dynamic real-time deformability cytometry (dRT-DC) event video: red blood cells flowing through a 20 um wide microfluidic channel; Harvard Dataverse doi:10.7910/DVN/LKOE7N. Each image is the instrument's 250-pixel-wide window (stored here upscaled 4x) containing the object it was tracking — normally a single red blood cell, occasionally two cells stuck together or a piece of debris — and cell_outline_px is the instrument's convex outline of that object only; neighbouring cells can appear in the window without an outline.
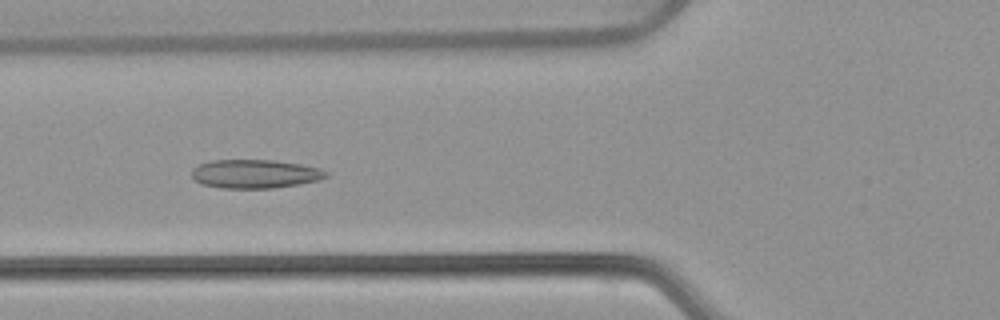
{"species": "common noctule bat (a hibernating species)", "species_latin": "Nyctalus noctula", "temperature_condition": "warm", "stored_images_in_passage": 53, "camera_frame_rate_fps": 3000, "um_per_image_px": 0.085, "animal": {"sex": "female", "body_mass_g": 22.7, "forearm_length_mm": 54.2}, "frame": {"image": 1, "passage_image": 20, "time_ms": 6.333, "image_size_px": [1000, 320], "cell_outline_px": [[328, 176], [320, 180], [300, 184], [272, 188], [220, 188], [200, 184], [192, 176], [192, 168], [200, 164], [212, 160], [276, 160], [300, 164], [320, 168], [328, 172]], "centroid_in_image_um": [21.69, 14.78], "position_along_channel_um": 104.1, "area_um2": 22.6}}
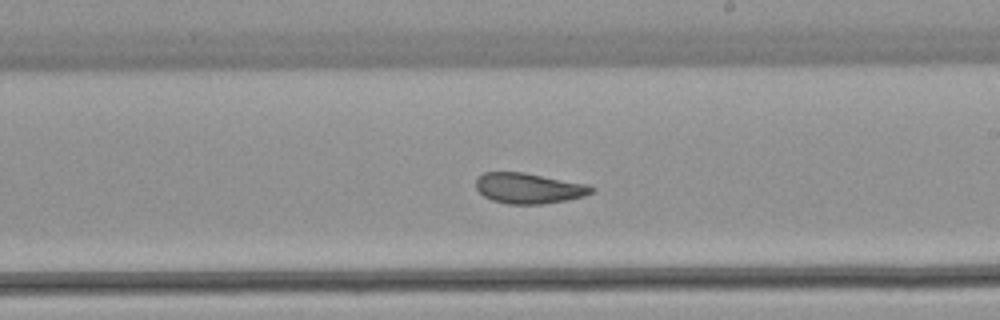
{"frame": {"image": 2, "passage_image": 31, "time_ms": 10.0, "image_size_px": [1000, 320], "cell_outline_px": [[596, 188], [592, 192], [584, 196], [544, 204], [508, 204], [492, 200], [484, 196], [476, 188], [476, 180], [484, 172], [524, 172], [588, 184]], "centroid_in_image_um": [44.95, 16.0], "position_along_channel_um": 244.0, "area_um2": 20.52}}
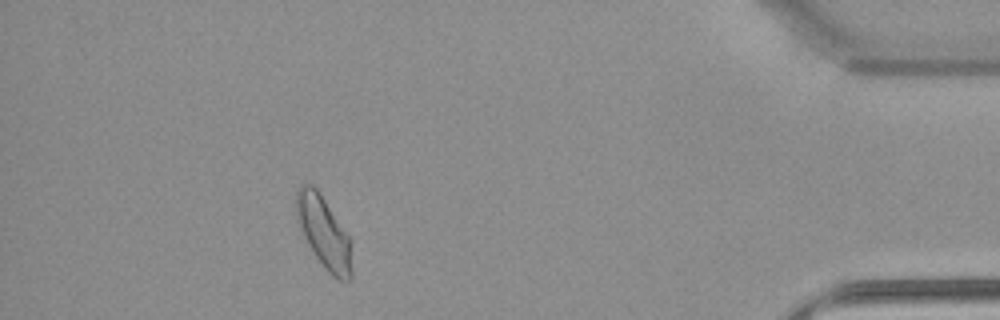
{"frame": {"image": 3, "passage_image": 48, "time_ms": 15.667, "image_size_px": [1000, 320], "cell_outline_px": [[352, 276], [348, 280], [336, 280], [328, 272], [316, 256], [308, 244], [300, 228], [296, 216], [296, 192], [300, 184], [312, 184], [316, 188], [348, 236], [352, 268]], "centroid_in_image_um": [27.5, 19.76], "position_along_channel_um": 407.7, "area_um2": 22.6}, "authors_computed_cell_mechanics": {"area_um2": 22.4264, "velocity_mm_per_s": 3.8226, "shape_relaxation_time_tau1_ms": 10.1131, "shape_relaxation_time_tau2_ms": 2.0194, "deformation_change_tau1": 0.2079, "deformation_change_tau2": 0.0759}}